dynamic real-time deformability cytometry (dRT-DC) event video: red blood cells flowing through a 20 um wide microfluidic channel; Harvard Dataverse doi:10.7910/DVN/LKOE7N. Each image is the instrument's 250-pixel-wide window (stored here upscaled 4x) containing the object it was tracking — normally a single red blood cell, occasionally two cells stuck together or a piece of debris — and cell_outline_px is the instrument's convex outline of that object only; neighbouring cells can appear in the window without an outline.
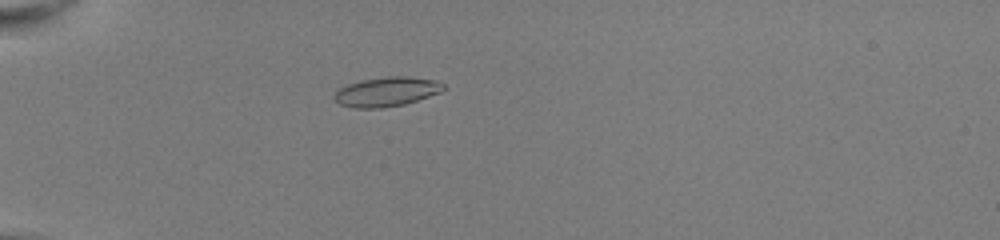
{"species": "common noctule bat (a hibernating species)", "species_latin": "Nyctalus noctula", "temperature_condition": "room temperature", "stored_images_in_passage": 40, "camera_frame_rate_fps": 3000, "um_per_image_px": 0.085, "animal": {"sex": "female", "body_mass_g": 22.0, "forearm_length_mm": 56.7}, "frame": {"image": 1, "passage_image": 5, "time_ms": 1.333, "image_size_px": [1000, 240], "cell_outline_px": [[448, 88], [440, 92], [404, 104], [380, 108], [352, 108], [340, 104], [332, 96], [340, 88], [348, 84], [360, 80], [388, 76], [408, 76], [436, 80], [444, 84]], "centroid_in_image_um": [32.87, 7.79], "position_along_channel_um": 52.1, "area_um2": 18.73}}
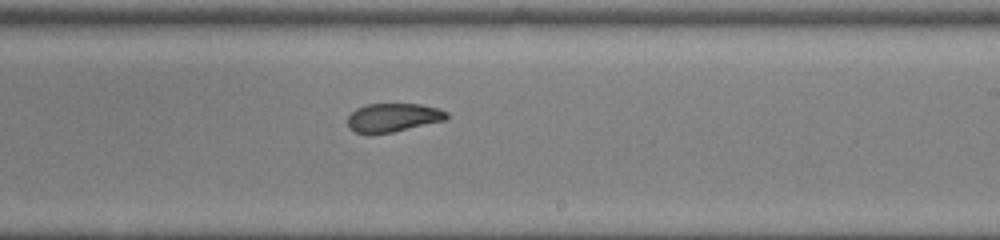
{"frame": {"image": 2, "passage_image": 22, "time_ms": 7.0, "image_size_px": [1000, 240], "cell_outline_px": [[448, 120], [392, 132], [368, 136], [356, 132], [348, 128], [348, 116], [356, 108], [364, 104], [420, 104], [440, 108], [448, 112]], "centroid_in_image_um": [33.41, 10.01], "position_along_channel_um": 255.6, "area_um2": 16.99}}
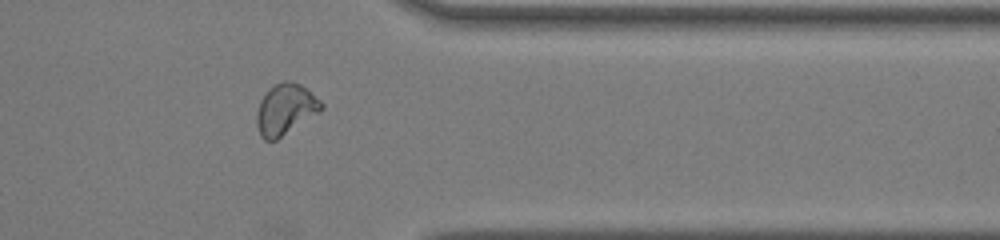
{"frame": {"image": 3, "passage_image": 32, "time_ms": 10.333, "image_size_px": [1000, 240], "cell_outline_px": [[324, 108], [320, 112], [276, 140], [264, 140], [260, 136], [256, 124], [256, 112], [260, 100], [276, 84], [284, 80], [288, 80], [300, 84], [320, 100], [324, 104]], "centroid_in_image_um": [24.26, 9.31], "position_along_channel_um": 387.1, "area_um2": 19.02}, "authors_computed_cell_mechanics": {"area_um2": 18.0047, "velocity_mm_per_s": 4.051, "shape_relaxation_time_tau1_ms": null, "shape_relaxation_time_tau2_ms": 1.3923, "deformation_change_tau1": null, "deformation_change_tau2": 0.0646}}